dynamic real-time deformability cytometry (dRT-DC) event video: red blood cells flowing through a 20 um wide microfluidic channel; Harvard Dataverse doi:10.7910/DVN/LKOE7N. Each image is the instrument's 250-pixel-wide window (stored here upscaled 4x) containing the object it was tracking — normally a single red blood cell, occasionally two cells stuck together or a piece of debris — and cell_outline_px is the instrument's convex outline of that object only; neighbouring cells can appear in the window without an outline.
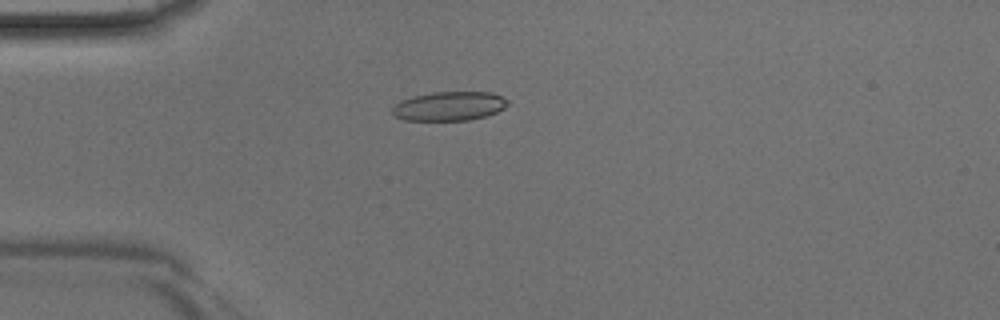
{"species": "Egyptian fruit bat (a non-hibernating species)", "species_latin": "Rousettus aegyptiacus", "temperature_condition": "room temperature", "stored_images_in_passage": 36, "camera_frame_rate_fps": 3000, "um_per_image_px": 0.085, "animal": {"sex": "male"}, "frame": {"image": 1, "passage_image": 3, "time_ms": 0.667, "image_size_px": [1000, 320], "cell_outline_px": [[508, 104], [504, 108], [496, 112], [484, 116], [468, 120], [404, 120], [396, 116], [392, 112], [392, 104], [400, 100], [412, 96], [432, 92], [492, 92], [508, 100]], "centroid_in_image_um": [38.14, 9.01], "position_along_channel_um": 46.9, "area_um2": 19.59}}
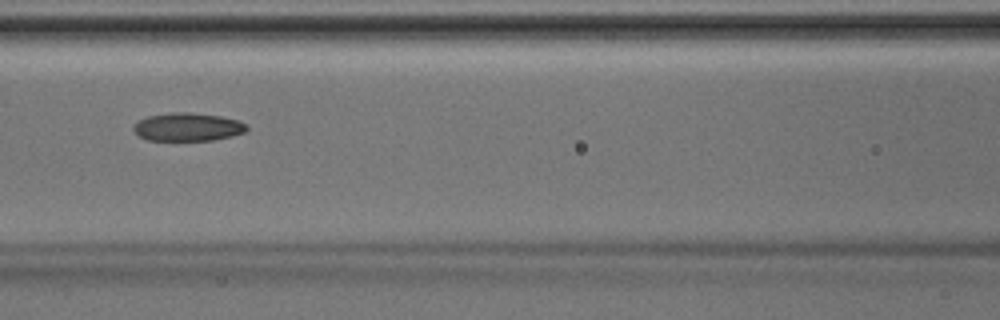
{"frame": {"image": 2, "passage_image": 11, "time_ms": 3.333, "image_size_px": [1000, 320], "cell_outline_px": [[248, 128], [244, 132], [232, 136], [212, 140], [148, 140], [140, 136], [132, 128], [132, 124], [148, 116], [172, 112], [188, 112], [220, 116], [240, 120], [248, 124]], "centroid_in_image_um": [15.98, 10.78], "position_along_channel_um": 150.6, "area_um2": 18.61}}
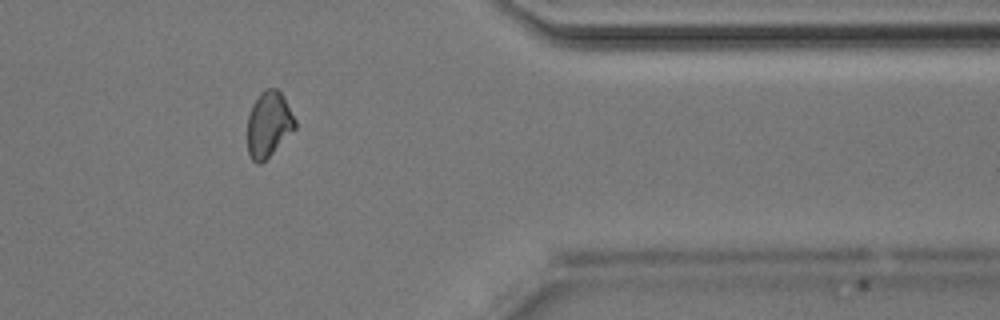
{"frame": {"image": 3, "passage_image": 28, "time_ms": 9.0, "image_size_px": [1000, 320], "cell_outline_px": [[296, 128], [260, 164], [256, 164], [252, 160], [248, 152], [248, 116], [252, 104], [260, 92], [268, 88], [276, 88], [284, 96], [296, 120]], "centroid_in_image_um": [22.84, 10.54], "position_along_channel_um": 388.6, "area_um2": 18.09}}